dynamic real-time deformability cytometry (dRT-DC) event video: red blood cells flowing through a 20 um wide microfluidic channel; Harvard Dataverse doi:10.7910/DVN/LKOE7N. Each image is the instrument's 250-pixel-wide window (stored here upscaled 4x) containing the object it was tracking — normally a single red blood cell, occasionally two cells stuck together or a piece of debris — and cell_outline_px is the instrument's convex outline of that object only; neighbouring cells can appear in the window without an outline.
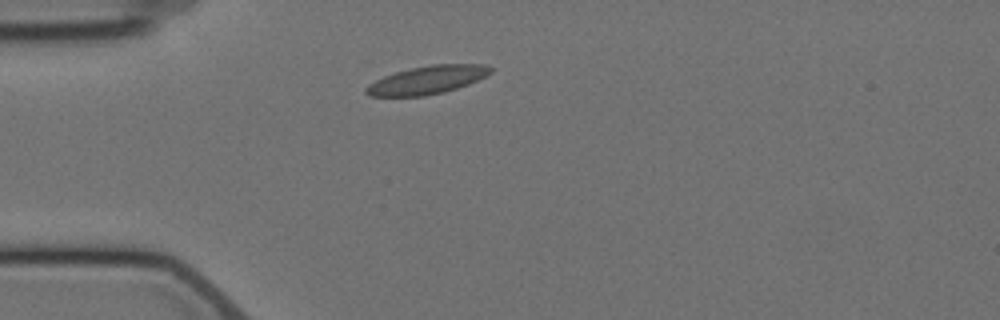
{"species": "Egyptian fruit bat (a non-hibernating species)", "species_latin": "Rousettus aegyptiacus", "temperature_condition": "cold", "stored_images_in_passage": 2, "camera_frame_rate_fps": 3000, "um_per_image_px": 0.085, "animal": {"sex": "female"}, "frame": {"image": 1, "passage_image": 2, "time_ms": 1.333, "image_size_px": [1000, 320], "cell_outline_px": [[492, 72], [468, 84], [444, 92], [424, 96], [368, 96], [364, 92], [364, 88], [368, 84], [384, 76], [396, 72], [412, 68], [432, 64], [484, 64], [492, 68]], "centroid_in_image_um": [36.28, 6.8], "position_along_channel_um": 48.7, "area_um2": 20.29}}